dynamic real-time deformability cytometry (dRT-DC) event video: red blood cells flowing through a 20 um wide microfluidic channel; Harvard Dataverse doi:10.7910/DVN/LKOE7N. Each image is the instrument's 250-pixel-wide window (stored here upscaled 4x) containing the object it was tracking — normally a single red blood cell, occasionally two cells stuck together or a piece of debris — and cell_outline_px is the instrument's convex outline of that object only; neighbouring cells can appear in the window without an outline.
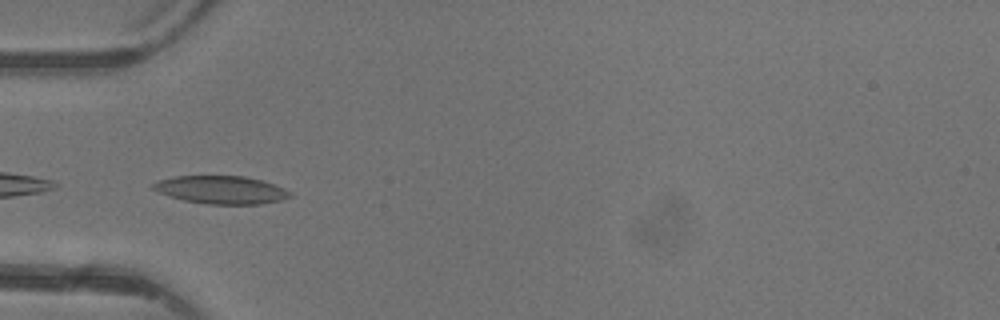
{"species": "common noctule bat (a hibernating species)", "species_latin": "Nyctalus noctula", "temperature_condition": "warm", "stored_images_in_passage": 6, "camera_frame_rate_fps": 3000, "um_per_image_px": 0.085, "animal": {"sex": "female"}, "frame": {"image": 1, "passage_image": 5, "time_ms": 4.667, "image_size_px": [1000, 320], "cell_outline_px": [[292, 196], [280, 200], [260, 204], [208, 204], [184, 200], [160, 192], [152, 188], [152, 184], [156, 180], [172, 176], [244, 176], [260, 180], [284, 188], [292, 192]], "centroid_in_image_um": [18.79, 16.13], "position_along_channel_um": 66.2, "area_um2": 22.14}}
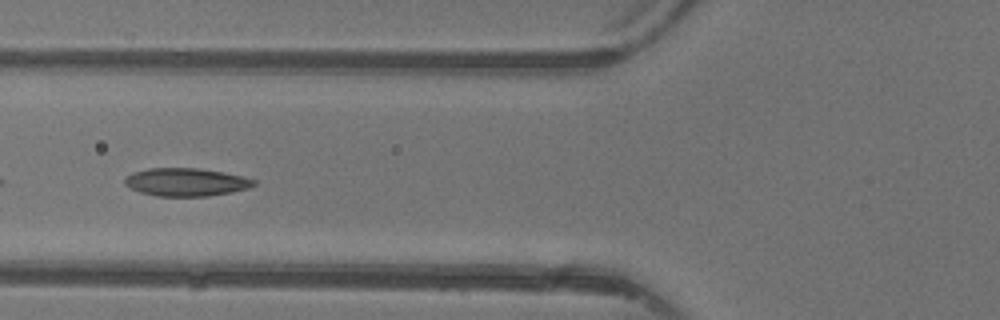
{"frame": {"image": 2, "passage_image": 6, "time_ms": 5.667, "image_size_px": [1000, 320], "cell_outline_px": [[256, 184], [248, 188], [232, 192], [208, 196], [156, 196], [140, 192], [124, 184], [124, 180], [132, 172], [148, 168], [200, 168], [224, 172], [256, 180]], "centroid_in_image_um": [15.81, 15.47], "position_along_channel_um": 110.0, "area_um2": 21.04}}